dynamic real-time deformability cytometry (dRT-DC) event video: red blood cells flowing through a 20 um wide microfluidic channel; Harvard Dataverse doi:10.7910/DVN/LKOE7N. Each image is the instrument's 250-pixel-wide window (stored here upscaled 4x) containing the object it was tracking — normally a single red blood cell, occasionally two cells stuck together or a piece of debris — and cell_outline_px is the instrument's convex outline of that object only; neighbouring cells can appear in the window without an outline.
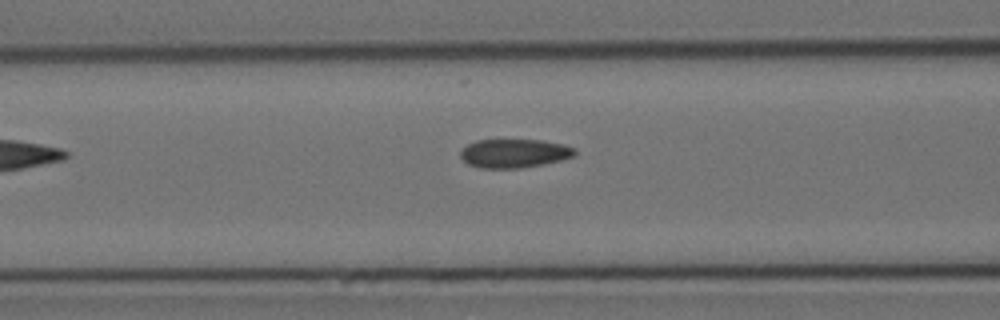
{"species": "Egyptian fruit bat (a non-hibernating species)", "species_latin": "Rousettus aegyptiacus", "temperature_condition": "cold", "stored_images_in_passage": 7, "camera_frame_rate_fps": 3000, "um_per_image_px": 0.085, "animal": {"sex": "female"}, "frame": {"image": 1, "passage_image": 6, "time_ms": 7.333, "image_size_px": [1000, 320], "cell_outline_px": [[576, 156], [544, 164], [520, 168], [480, 168], [468, 164], [460, 156], [460, 152], [468, 144], [476, 140], [540, 140], [564, 144], [572, 148], [576, 152]], "centroid_in_image_um": [43.71, 13.04], "position_along_channel_um": 122.9, "area_um2": 19.07}}
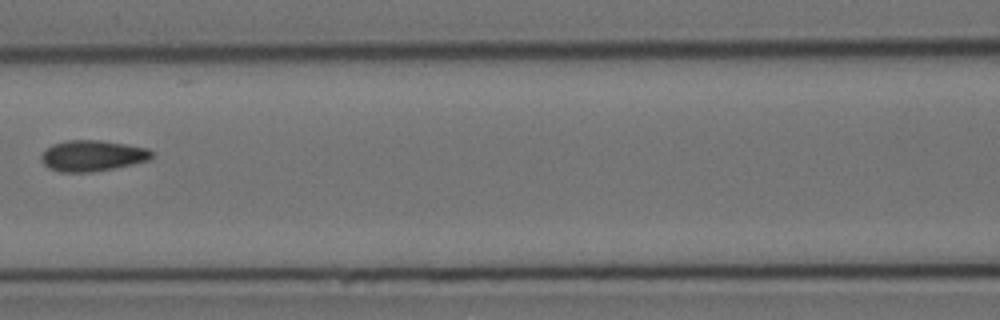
{"frame": {"image": 2, "passage_image": 7, "time_ms": 8.333, "image_size_px": [1000, 320], "cell_outline_px": [[152, 156], [148, 160], [132, 164], [92, 172], [60, 172], [48, 168], [40, 160], [40, 156], [52, 144], [64, 140], [100, 140], [148, 148], [152, 152]], "centroid_in_image_um": [7.81, 13.23], "position_along_channel_um": 158.8, "area_um2": 19.83}}